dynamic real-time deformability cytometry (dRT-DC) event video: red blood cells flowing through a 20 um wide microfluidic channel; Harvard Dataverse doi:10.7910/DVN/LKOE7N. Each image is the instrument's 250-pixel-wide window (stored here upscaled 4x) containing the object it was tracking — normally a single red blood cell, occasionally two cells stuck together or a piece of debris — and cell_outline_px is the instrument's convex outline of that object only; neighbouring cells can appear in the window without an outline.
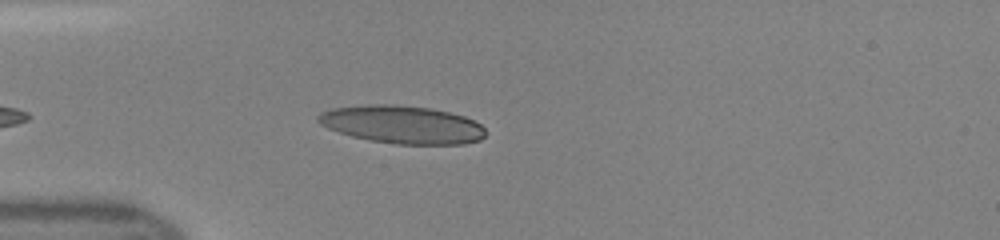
{"species": "human", "species_latin": "Homo sapiens", "temperature_condition": "room temperature", "stored_images_in_passage": 32, "camera_frame_rate_fps": 3000, "um_per_image_px": 0.085, "donor": {"sex": "female"}, "frame": {"image": 1, "passage_image": 5, "time_ms": 1.333, "image_size_px": [1000, 240], "cell_outline_px": [[484, 136], [480, 140], [464, 144], [396, 144], [372, 140], [352, 136], [328, 128], [320, 124], [316, 120], [316, 116], [320, 112], [332, 108], [368, 104], [396, 104], [432, 108], [464, 116], [480, 124], [484, 128]], "centroid_in_image_um": [34.16, 10.57], "position_along_channel_um": 50.8, "area_um2": 36.99}}
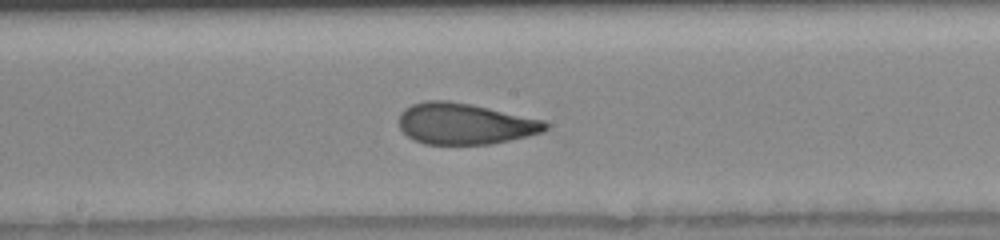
{"frame": {"image": 2, "passage_image": 17, "time_ms": 5.333, "image_size_px": [1000, 240], "cell_outline_px": [[548, 128], [544, 132], [528, 136], [492, 144], [424, 144], [412, 140], [400, 128], [400, 112], [404, 108], [412, 104], [428, 100], [448, 100], [472, 104], [544, 120], [548, 124]], "centroid_in_image_um": [39.51, 10.52], "position_along_channel_um": 208.7, "area_um2": 35.32}}
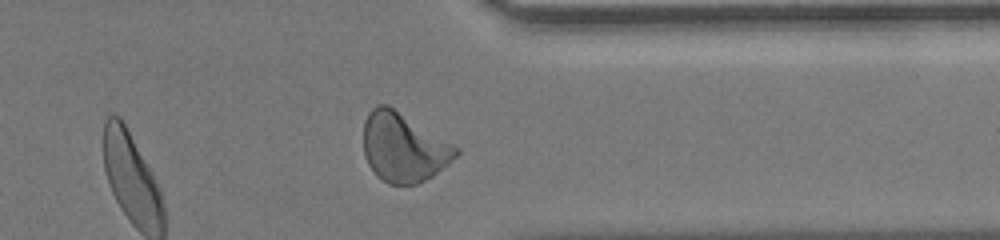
{"frame": {"image": 3, "passage_image": 29, "time_ms": 9.333, "image_size_px": [1000, 240], "cell_outline_px": [[460, 152], [448, 164], [432, 176], [416, 184], [388, 184], [376, 176], [368, 164], [364, 156], [364, 120], [368, 112], [376, 104], [388, 104], [456, 148]], "centroid_in_image_um": [34.23, 12.54], "position_along_channel_um": 377.2, "area_um2": 36.59}}